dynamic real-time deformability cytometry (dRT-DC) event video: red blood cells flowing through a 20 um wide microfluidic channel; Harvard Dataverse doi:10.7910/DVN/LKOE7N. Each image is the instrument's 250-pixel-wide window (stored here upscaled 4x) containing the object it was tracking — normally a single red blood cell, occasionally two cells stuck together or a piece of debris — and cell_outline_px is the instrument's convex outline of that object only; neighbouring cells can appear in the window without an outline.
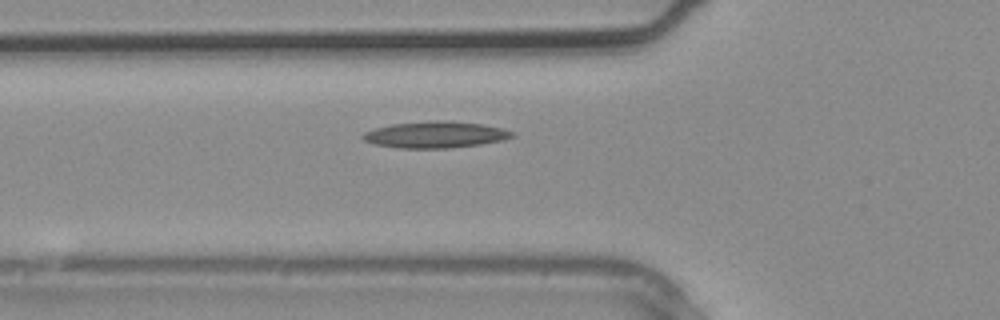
{"species": "common noctule bat (a hibernating species)", "species_latin": "Nyctalus noctula", "temperature_condition": "warm", "stored_images_in_passage": 3, "camera_frame_rate_fps": 3000, "um_per_image_px": 0.085, "animal": {"sex": "male", "body_mass_g": 20.4}, "frame": {"image": 1, "passage_image": 3, "time_ms": 0.667, "image_size_px": [1000, 320], "cell_outline_px": [[516, 136], [504, 140], [480, 144], [452, 148], [400, 148], [372, 144], [364, 140], [360, 136], [364, 132], [376, 128], [392, 124], [480, 124], [500, 128], [516, 132]], "centroid_in_image_um": [37.0, 11.52], "position_along_channel_um": 88.8, "area_um2": 21.68}}